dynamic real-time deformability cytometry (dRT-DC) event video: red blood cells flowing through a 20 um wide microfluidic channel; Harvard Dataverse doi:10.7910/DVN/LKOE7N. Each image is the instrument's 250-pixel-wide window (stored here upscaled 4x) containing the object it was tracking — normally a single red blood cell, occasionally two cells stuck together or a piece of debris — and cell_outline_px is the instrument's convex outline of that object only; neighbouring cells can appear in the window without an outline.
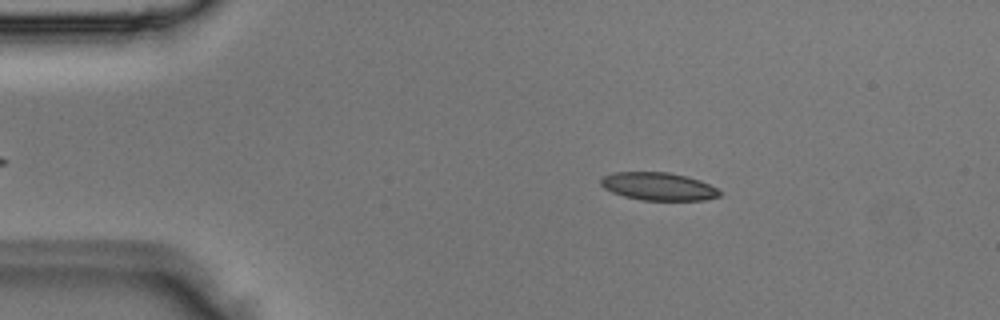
{"species": "Egyptian fruit bat (a non-hibernating species)", "species_latin": "Rousettus aegyptiacus", "temperature_condition": "room temperature", "stored_images_in_passage": 3, "camera_frame_rate_fps": 3000, "um_per_image_px": 0.085, "animal": {"sex": "male"}, "frame": {"image": 1, "passage_image": 2, "time_ms": 0.333, "image_size_px": [1000, 320], "cell_outline_px": [[720, 196], [704, 200], [640, 200], [624, 196], [612, 192], [604, 188], [600, 184], [600, 180], [604, 176], [616, 172], [668, 172], [700, 180], [716, 188], [720, 192]], "centroid_in_image_um": [55.94, 15.85], "position_along_channel_um": 29.1, "area_um2": 19.13}}